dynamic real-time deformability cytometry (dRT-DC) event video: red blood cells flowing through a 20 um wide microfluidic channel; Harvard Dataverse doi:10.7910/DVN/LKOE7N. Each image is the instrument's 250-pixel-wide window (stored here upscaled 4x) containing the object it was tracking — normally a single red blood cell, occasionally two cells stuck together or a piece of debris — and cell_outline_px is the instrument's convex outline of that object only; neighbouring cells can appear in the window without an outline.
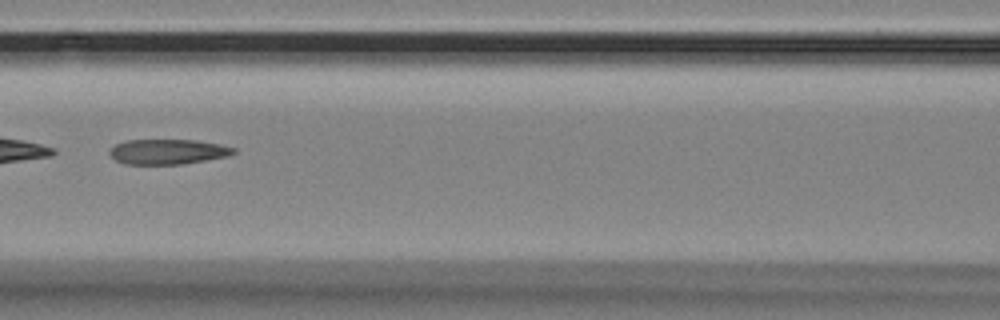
{"species": "Egyptian fruit bat (a non-hibernating species)", "species_latin": "Rousettus aegyptiacus", "temperature_condition": "room temperature", "stored_images_in_passage": 15, "camera_frame_rate_fps": 3000, "um_per_image_px": 0.085, "animal": {"sex": "female"}, "frame": {"image": 1, "passage_image": 8, "time_ms": 2.333, "image_size_px": [1000, 320], "cell_outline_px": [[236, 152], [228, 156], [180, 164], [124, 164], [116, 160], [108, 152], [116, 144], [124, 140], [196, 140], [220, 144], [236, 148]], "centroid_in_image_um": [14.27, 12.89], "position_along_channel_um": 152.3, "area_um2": 18.03}}